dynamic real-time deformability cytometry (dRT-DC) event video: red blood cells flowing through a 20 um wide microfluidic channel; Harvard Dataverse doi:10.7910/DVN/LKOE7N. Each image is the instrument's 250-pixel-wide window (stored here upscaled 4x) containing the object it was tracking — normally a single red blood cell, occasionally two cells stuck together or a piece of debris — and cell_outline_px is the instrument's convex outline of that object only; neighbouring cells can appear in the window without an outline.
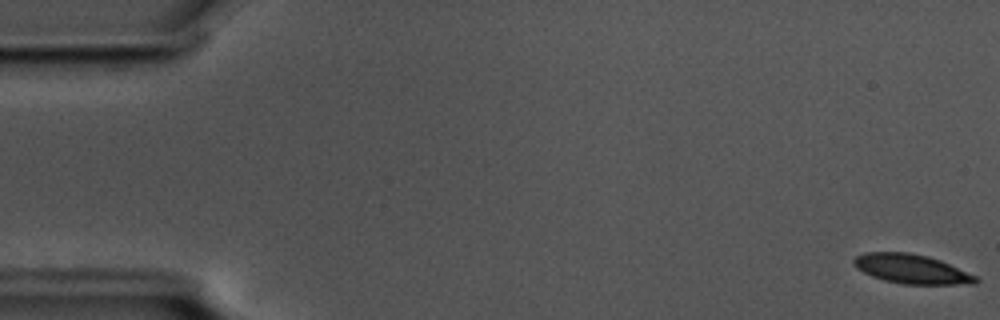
{"species": "common noctule bat (a hibernating species)", "species_latin": "Nyctalus noctula", "temperature_condition": "cold", "stored_images_in_passage": 56, "camera_frame_rate_fps": 3000, "um_per_image_px": 0.085, "animal": {"sex": "male", "body_mass_g": 17.5, "forearm_length_mm": 52.3}, "frame": {"image": 1, "passage_image": 1, "time_ms": 0.0, "image_size_px": [1000, 320], "cell_outline_px": [[980, 280], [976, 284], [904, 284], [884, 280], [872, 276], [856, 268], [852, 264], [852, 260], [856, 256], [864, 252], [908, 252], [928, 256], [940, 260], [976, 276]], "centroid_in_image_um": [77.46, 22.86], "position_along_channel_um": 7.5, "area_um2": 20.81}}
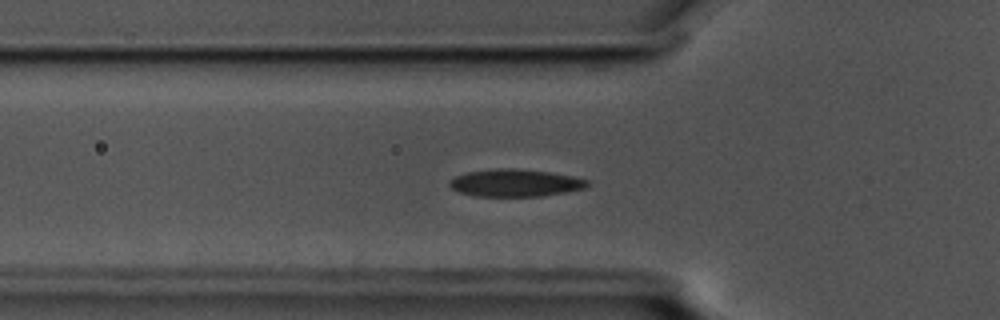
{"frame": {"image": 2, "passage_image": 19, "time_ms": 6.0, "image_size_px": [1000, 320], "cell_outline_px": [[592, 180], [584, 188], [564, 192], [540, 196], [472, 196], [460, 192], [452, 188], [448, 184], [448, 180], [464, 172], [500, 168], [512, 168], [552, 172]], "centroid_in_image_um": [43.77, 15.54], "position_along_channel_um": 82.0, "area_um2": 22.08}}
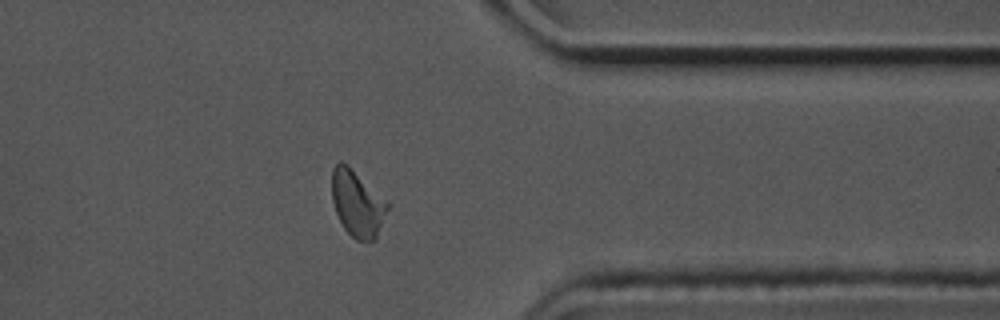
{"frame": {"image": 3, "passage_image": 45, "time_ms": 14.667, "image_size_px": [1000, 320], "cell_outline_px": [[388, 208], [376, 240], [356, 240], [344, 228], [336, 212], [332, 200], [332, 168], [340, 160], [348, 164], [388, 204]], "centroid_in_image_um": [30.34, 17.29], "position_along_channel_um": 381.1, "area_um2": 21.04}, "authors_computed_cell_mechanics": {"area_um2": 21.4438, "velocity_mm_per_s": 3.5721, "shape_relaxation_time_tau1_ms": 3.237, "shape_relaxation_time_tau2_ms": 1.8324, "deformation_change_tau1": 0.1157, "deformation_change_tau2": 0.0706}}